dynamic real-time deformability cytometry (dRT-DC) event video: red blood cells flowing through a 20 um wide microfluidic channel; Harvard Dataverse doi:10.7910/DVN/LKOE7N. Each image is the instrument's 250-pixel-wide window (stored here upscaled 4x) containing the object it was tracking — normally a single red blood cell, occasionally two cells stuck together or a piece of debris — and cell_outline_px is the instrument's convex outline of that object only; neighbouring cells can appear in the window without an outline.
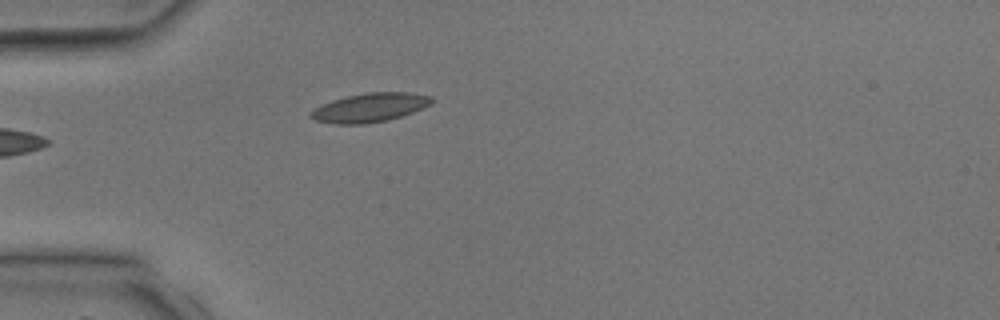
{"species": "common noctule bat (a hibernating species)", "species_latin": "Nyctalus noctula", "temperature_condition": "room temperature", "stored_images_in_passage": 3, "camera_frame_rate_fps": 3000, "um_per_image_px": 0.085, "animal": {"sex": "male", "body_mass_g": 17.9, "forearm_length_mm": 54.2}, "frame": {"image": 1, "passage_image": 3, "time_ms": 2.667, "image_size_px": [1000, 320], "cell_outline_px": [[432, 104], [412, 112], [388, 120], [364, 124], [336, 124], [316, 120], [308, 116], [308, 112], [332, 100], [348, 96], [368, 92], [408, 92], [432, 96]], "centroid_in_image_um": [31.44, 9.14], "position_along_channel_um": 53.6, "area_um2": 20.23}}